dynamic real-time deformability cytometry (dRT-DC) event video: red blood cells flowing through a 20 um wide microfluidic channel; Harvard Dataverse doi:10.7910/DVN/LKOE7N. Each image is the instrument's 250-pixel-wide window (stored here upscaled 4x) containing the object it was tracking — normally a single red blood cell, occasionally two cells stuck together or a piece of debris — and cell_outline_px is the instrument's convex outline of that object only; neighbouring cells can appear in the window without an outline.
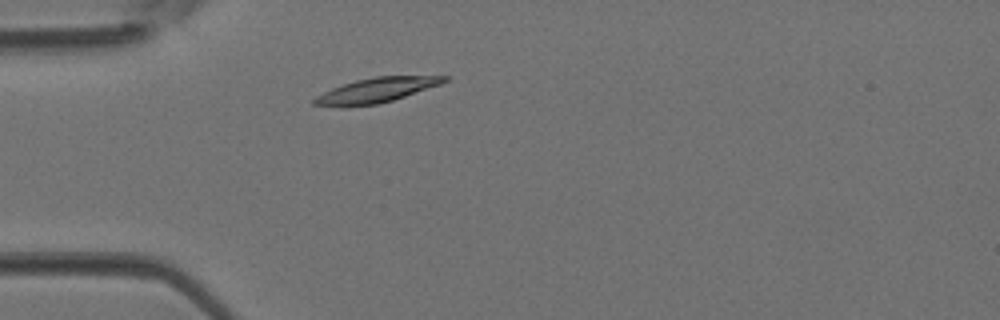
{"species": "Egyptian fruit bat (a non-hibernating species)", "species_latin": "Rousettus aegyptiacus", "temperature_condition": "room temperature", "stored_images_in_passage": 2, "camera_frame_rate_fps": 3000, "um_per_image_px": 0.085, "animal": {"sex": "female"}, "frame": {"image": 1, "passage_image": 2, "time_ms": 0.333, "image_size_px": [1000, 320], "cell_outline_px": [[448, 80], [440, 84], [380, 104], [312, 104], [312, 100], [316, 96], [332, 88], [356, 80], [376, 76], [448, 76]], "centroid_in_image_um": [32.06, 7.62], "position_along_channel_um": 52.9, "area_um2": 17.74}}